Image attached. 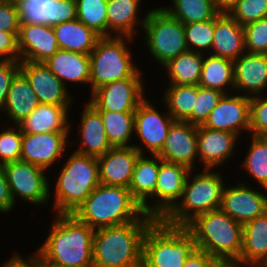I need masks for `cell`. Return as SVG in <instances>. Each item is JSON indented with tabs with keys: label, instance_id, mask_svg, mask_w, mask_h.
Here are the masks:
<instances>
[{
	"label": "cell",
	"instance_id": "51",
	"mask_svg": "<svg viewBox=\"0 0 267 267\" xmlns=\"http://www.w3.org/2000/svg\"><path fill=\"white\" fill-rule=\"evenodd\" d=\"M215 260L216 258L210 256L207 252L196 248L186 259L183 267H213Z\"/></svg>",
	"mask_w": 267,
	"mask_h": 267
},
{
	"label": "cell",
	"instance_id": "48",
	"mask_svg": "<svg viewBox=\"0 0 267 267\" xmlns=\"http://www.w3.org/2000/svg\"><path fill=\"white\" fill-rule=\"evenodd\" d=\"M18 34L0 31V61H20Z\"/></svg>",
	"mask_w": 267,
	"mask_h": 267
},
{
	"label": "cell",
	"instance_id": "40",
	"mask_svg": "<svg viewBox=\"0 0 267 267\" xmlns=\"http://www.w3.org/2000/svg\"><path fill=\"white\" fill-rule=\"evenodd\" d=\"M185 41L189 51L209 54L214 38V18L184 24Z\"/></svg>",
	"mask_w": 267,
	"mask_h": 267
},
{
	"label": "cell",
	"instance_id": "4",
	"mask_svg": "<svg viewBox=\"0 0 267 267\" xmlns=\"http://www.w3.org/2000/svg\"><path fill=\"white\" fill-rule=\"evenodd\" d=\"M73 214L96 230L137 221L145 213L129 188L100 183Z\"/></svg>",
	"mask_w": 267,
	"mask_h": 267
},
{
	"label": "cell",
	"instance_id": "20",
	"mask_svg": "<svg viewBox=\"0 0 267 267\" xmlns=\"http://www.w3.org/2000/svg\"><path fill=\"white\" fill-rule=\"evenodd\" d=\"M190 169L159 157V171L154 190V218L162 219L180 200Z\"/></svg>",
	"mask_w": 267,
	"mask_h": 267
},
{
	"label": "cell",
	"instance_id": "18",
	"mask_svg": "<svg viewBox=\"0 0 267 267\" xmlns=\"http://www.w3.org/2000/svg\"><path fill=\"white\" fill-rule=\"evenodd\" d=\"M157 155L164 161L196 170L199 166L197 125L187 121H174L164 146Z\"/></svg>",
	"mask_w": 267,
	"mask_h": 267
},
{
	"label": "cell",
	"instance_id": "53",
	"mask_svg": "<svg viewBox=\"0 0 267 267\" xmlns=\"http://www.w3.org/2000/svg\"><path fill=\"white\" fill-rule=\"evenodd\" d=\"M213 267H251L239 259H216Z\"/></svg>",
	"mask_w": 267,
	"mask_h": 267
},
{
	"label": "cell",
	"instance_id": "5",
	"mask_svg": "<svg viewBox=\"0 0 267 267\" xmlns=\"http://www.w3.org/2000/svg\"><path fill=\"white\" fill-rule=\"evenodd\" d=\"M222 169L191 170L180 200L161 219L171 226L185 227L197 215L220 209L222 192L229 178ZM226 177V178H225Z\"/></svg>",
	"mask_w": 267,
	"mask_h": 267
},
{
	"label": "cell",
	"instance_id": "13",
	"mask_svg": "<svg viewBox=\"0 0 267 267\" xmlns=\"http://www.w3.org/2000/svg\"><path fill=\"white\" fill-rule=\"evenodd\" d=\"M144 77H129L105 84L86 99L97 111L135 112L148 96ZM146 87V88H145ZM146 91V92H145Z\"/></svg>",
	"mask_w": 267,
	"mask_h": 267
},
{
	"label": "cell",
	"instance_id": "24",
	"mask_svg": "<svg viewBox=\"0 0 267 267\" xmlns=\"http://www.w3.org/2000/svg\"><path fill=\"white\" fill-rule=\"evenodd\" d=\"M139 155V151L130 146L112 147L98 157L100 183L129 188Z\"/></svg>",
	"mask_w": 267,
	"mask_h": 267
},
{
	"label": "cell",
	"instance_id": "36",
	"mask_svg": "<svg viewBox=\"0 0 267 267\" xmlns=\"http://www.w3.org/2000/svg\"><path fill=\"white\" fill-rule=\"evenodd\" d=\"M98 112L112 147L133 146L135 112Z\"/></svg>",
	"mask_w": 267,
	"mask_h": 267
},
{
	"label": "cell",
	"instance_id": "23",
	"mask_svg": "<svg viewBox=\"0 0 267 267\" xmlns=\"http://www.w3.org/2000/svg\"><path fill=\"white\" fill-rule=\"evenodd\" d=\"M234 63V92L254 97L267 94V54L245 52Z\"/></svg>",
	"mask_w": 267,
	"mask_h": 267
},
{
	"label": "cell",
	"instance_id": "8",
	"mask_svg": "<svg viewBox=\"0 0 267 267\" xmlns=\"http://www.w3.org/2000/svg\"><path fill=\"white\" fill-rule=\"evenodd\" d=\"M196 248L194 236L186 227L156 219L144 235L140 266L183 267Z\"/></svg>",
	"mask_w": 267,
	"mask_h": 267
},
{
	"label": "cell",
	"instance_id": "31",
	"mask_svg": "<svg viewBox=\"0 0 267 267\" xmlns=\"http://www.w3.org/2000/svg\"><path fill=\"white\" fill-rule=\"evenodd\" d=\"M239 260L251 267H267V211L243 224Z\"/></svg>",
	"mask_w": 267,
	"mask_h": 267
},
{
	"label": "cell",
	"instance_id": "6",
	"mask_svg": "<svg viewBox=\"0 0 267 267\" xmlns=\"http://www.w3.org/2000/svg\"><path fill=\"white\" fill-rule=\"evenodd\" d=\"M131 37H101L90 58V91L88 95L99 87L129 77H144L143 67L135 61L134 49L136 44ZM130 46V47H129ZM134 56V57H133Z\"/></svg>",
	"mask_w": 267,
	"mask_h": 267
},
{
	"label": "cell",
	"instance_id": "15",
	"mask_svg": "<svg viewBox=\"0 0 267 267\" xmlns=\"http://www.w3.org/2000/svg\"><path fill=\"white\" fill-rule=\"evenodd\" d=\"M82 104L81 114L78 115L80 118L77 119L79 123H76V120L73 122V118L70 119V134L72 133V136L70 135V147L78 153L98 158L109 151L112 146L107 139L100 113L88 101L85 100V103L83 101ZM73 123L79 124L76 125V127L78 126L77 133L73 131L76 130ZM73 132L74 135L77 134V137L73 135ZM72 137H75L76 141ZM73 142L76 144V148Z\"/></svg>",
	"mask_w": 267,
	"mask_h": 267
},
{
	"label": "cell",
	"instance_id": "33",
	"mask_svg": "<svg viewBox=\"0 0 267 267\" xmlns=\"http://www.w3.org/2000/svg\"><path fill=\"white\" fill-rule=\"evenodd\" d=\"M204 54L186 51L164 65L161 70L167 77L165 85H195L200 81Z\"/></svg>",
	"mask_w": 267,
	"mask_h": 267
},
{
	"label": "cell",
	"instance_id": "39",
	"mask_svg": "<svg viewBox=\"0 0 267 267\" xmlns=\"http://www.w3.org/2000/svg\"><path fill=\"white\" fill-rule=\"evenodd\" d=\"M77 19L101 37H108L107 0H76Z\"/></svg>",
	"mask_w": 267,
	"mask_h": 267
},
{
	"label": "cell",
	"instance_id": "38",
	"mask_svg": "<svg viewBox=\"0 0 267 267\" xmlns=\"http://www.w3.org/2000/svg\"><path fill=\"white\" fill-rule=\"evenodd\" d=\"M168 6L162 7L169 15L183 24L202 22L213 19L216 11L213 0H169Z\"/></svg>",
	"mask_w": 267,
	"mask_h": 267
},
{
	"label": "cell",
	"instance_id": "11",
	"mask_svg": "<svg viewBox=\"0 0 267 267\" xmlns=\"http://www.w3.org/2000/svg\"><path fill=\"white\" fill-rule=\"evenodd\" d=\"M154 99L153 96H147L135 110L134 139L139 142H134L133 147L140 154L157 155L164 146L171 124L175 121L164 103L160 100L164 107L159 108L161 106H156Z\"/></svg>",
	"mask_w": 267,
	"mask_h": 267
},
{
	"label": "cell",
	"instance_id": "1",
	"mask_svg": "<svg viewBox=\"0 0 267 267\" xmlns=\"http://www.w3.org/2000/svg\"><path fill=\"white\" fill-rule=\"evenodd\" d=\"M47 237L35 248L42 267H87L93 264L94 229L74 214H54ZM51 225V226H50ZM50 226V227H49Z\"/></svg>",
	"mask_w": 267,
	"mask_h": 267
},
{
	"label": "cell",
	"instance_id": "49",
	"mask_svg": "<svg viewBox=\"0 0 267 267\" xmlns=\"http://www.w3.org/2000/svg\"><path fill=\"white\" fill-rule=\"evenodd\" d=\"M11 254L9 259H5L0 265V267H42L41 262L37 256V253L34 251L29 255L15 252ZM23 254V255H22ZM25 255V256H24Z\"/></svg>",
	"mask_w": 267,
	"mask_h": 267
},
{
	"label": "cell",
	"instance_id": "25",
	"mask_svg": "<svg viewBox=\"0 0 267 267\" xmlns=\"http://www.w3.org/2000/svg\"><path fill=\"white\" fill-rule=\"evenodd\" d=\"M142 1L144 0H107L108 37L139 38L137 33L142 34L149 12L142 10L141 4H145ZM140 10L143 11V16ZM138 29L140 31H136Z\"/></svg>",
	"mask_w": 267,
	"mask_h": 267
},
{
	"label": "cell",
	"instance_id": "27",
	"mask_svg": "<svg viewBox=\"0 0 267 267\" xmlns=\"http://www.w3.org/2000/svg\"><path fill=\"white\" fill-rule=\"evenodd\" d=\"M44 64L68 89L71 85L83 88L88 85L90 89L89 55L58 49Z\"/></svg>",
	"mask_w": 267,
	"mask_h": 267
},
{
	"label": "cell",
	"instance_id": "37",
	"mask_svg": "<svg viewBox=\"0 0 267 267\" xmlns=\"http://www.w3.org/2000/svg\"><path fill=\"white\" fill-rule=\"evenodd\" d=\"M161 93V101L175 121H186L195 109L197 86L166 85Z\"/></svg>",
	"mask_w": 267,
	"mask_h": 267
},
{
	"label": "cell",
	"instance_id": "19",
	"mask_svg": "<svg viewBox=\"0 0 267 267\" xmlns=\"http://www.w3.org/2000/svg\"><path fill=\"white\" fill-rule=\"evenodd\" d=\"M20 71L26 76L40 103L73 106L78 101L75 100L77 96L69 91L71 89H68L44 63L20 62Z\"/></svg>",
	"mask_w": 267,
	"mask_h": 267
},
{
	"label": "cell",
	"instance_id": "26",
	"mask_svg": "<svg viewBox=\"0 0 267 267\" xmlns=\"http://www.w3.org/2000/svg\"><path fill=\"white\" fill-rule=\"evenodd\" d=\"M245 52L244 27L230 14L218 13L214 17V38L209 54L234 61Z\"/></svg>",
	"mask_w": 267,
	"mask_h": 267
},
{
	"label": "cell",
	"instance_id": "42",
	"mask_svg": "<svg viewBox=\"0 0 267 267\" xmlns=\"http://www.w3.org/2000/svg\"><path fill=\"white\" fill-rule=\"evenodd\" d=\"M223 95L224 93L218 90L203 88L197 85L195 109H193L192 115L186 121L194 125H202Z\"/></svg>",
	"mask_w": 267,
	"mask_h": 267
},
{
	"label": "cell",
	"instance_id": "30",
	"mask_svg": "<svg viewBox=\"0 0 267 267\" xmlns=\"http://www.w3.org/2000/svg\"><path fill=\"white\" fill-rule=\"evenodd\" d=\"M72 106L40 103L19 125L22 133L70 132Z\"/></svg>",
	"mask_w": 267,
	"mask_h": 267
},
{
	"label": "cell",
	"instance_id": "7",
	"mask_svg": "<svg viewBox=\"0 0 267 267\" xmlns=\"http://www.w3.org/2000/svg\"><path fill=\"white\" fill-rule=\"evenodd\" d=\"M185 227L194 236L197 249L216 259H240L243 224L221 209L197 215Z\"/></svg>",
	"mask_w": 267,
	"mask_h": 267
},
{
	"label": "cell",
	"instance_id": "17",
	"mask_svg": "<svg viewBox=\"0 0 267 267\" xmlns=\"http://www.w3.org/2000/svg\"><path fill=\"white\" fill-rule=\"evenodd\" d=\"M250 103L251 97L235 92L224 94L202 126L235 133L242 139L250 134Z\"/></svg>",
	"mask_w": 267,
	"mask_h": 267
},
{
	"label": "cell",
	"instance_id": "45",
	"mask_svg": "<svg viewBox=\"0 0 267 267\" xmlns=\"http://www.w3.org/2000/svg\"><path fill=\"white\" fill-rule=\"evenodd\" d=\"M250 135L267 137V94L251 97Z\"/></svg>",
	"mask_w": 267,
	"mask_h": 267
},
{
	"label": "cell",
	"instance_id": "56",
	"mask_svg": "<svg viewBox=\"0 0 267 267\" xmlns=\"http://www.w3.org/2000/svg\"><path fill=\"white\" fill-rule=\"evenodd\" d=\"M140 267H158V266H140Z\"/></svg>",
	"mask_w": 267,
	"mask_h": 267
},
{
	"label": "cell",
	"instance_id": "22",
	"mask_svg": "<svg viewBox=\"0 0 267 267\" xmlns=\"http://www.w3.org/2000/svg\"><path fill=\"white\" fill-rule=\"evenodd\" d=\"M20 62L44 63L59 49L53 27L42 24H19Z\"/></svg>",
	"mask_w": 267,
	"mask_h": 267
},
{
	"label": "cell",
	"instance_id": "35",
	"mask_svg": "<svg viewBox=\"0 0 267 267\" xmlns=\"http://www.w3.org/2000/svg\"><path fill=\"white\" fill-rule=\"evenodd\" d=\"M250 141L245 143L247 149L244 151L242 162H240V170H244L248 176V181L251 178L252 185L267 189V137H258L253 135L247 136ZM246 155V156H245ZM253 178V179H252ZM254 180V181H253Z\"/></svg>",
	"mask_w": 267,
	"mask_h": 267
},
{
	"label": "cell",
	"instance_id": "21",
	"mask_svg": "<svg viewBox=\"0 0 267 267\" xmlns=\"http://www.w3.org/2000/svg\"><path fill=\"white\" fill-rule=\"evenodd\" d=\"M19 24L54 27L77 19L76 0H25L17 5Z\"/></svg>",
	"mask_w": 267,
	"mask_h": 267
},
{
	"label": "cell",
	"instance_id": "32",
	"mask_svg": "<svg viewBox=\"0 0 267 267\" xmlns=\"http://www.w3.org/2000/svg\"><path fill=\"white\" fill-rule=\"evenodd\" d=\"M59 49L89 55L101 38L93 29L78 19L53 27Z\"/></svg>",
	"mask_w": 267,
	"mask_h": 267
},
{
	"label": "cell",
	"instance_id": "9",
	"mask_svg": "<svg viewBox=\"0 0 267 267\" xmlns=\"http://www.w3.org/2000/svg\"><path fill=\"white\" fill-rule=\"evenodd\" d=\"M149 9L141 38L150 61L154 60L160 69L170 60L188 51L184 24L169 15L162 7ZM150 53V54H149Z\"/></svg>",
	"mask_w": 267,
	"mask_h": 267
},
{
	"label": "cell",
	"instance_id": "55",
	"mask_svg": "<svg viewBox=\"0 0 267 267\" xmlns=\"http://www.w3.org/2000/svg\"><path fill=\"white\" fill-rule=\"evenodd\" d=\"M87 267H100V266H97V265H95V264H91V265H89V266H87Z\"/></svg>",
	"mask_w": 267,
	"mask_h": 267
},
{
	"label": "cell",
	"instance_id": "3",
	"mask_svg": "<svg viewBox=\"0 0 267 267\" xmlns=\"http://www.w3.org/2000/svg\"><path fill=\"white\" fill-rule=\"evenodd\" d=\"M155 220L144 214L137 221L96 229L93 264L100 267H140L144 235Z\"/></svg>",
	"mask_w": 267,
	"mask_h": 267
},
{
	"label": "cell",
	"instance_id": "47",
	"mask_svg": "<svg viewBox=\"0 0 267 267\" xmlns=\"http://www.w3.org/2000/svg\"><path fill=\"white\" fill-rule=\"evenodd\" d=\"M19 15L17 6L0 0V31L19 32Z\"/></svg>",
	"mask_w": 267,
	"mask_h": 267
},
{
	"label": "cell",
	"instance_id": "28",
	"mask_svg": "<svg viewBox=\"0 0 267 267\" xmlns=\"http://www.w3.org/2000/svg\"><path fill=\"white\" fill-rule=\"evenodd\" d=\"M158 171V155L140 154L129 185L132 196L141 204L144 213L152 217H154V190Z\"/></svg>",
	"mask_w": 267,
	"mask_h": 267
},
{
	"label": "cell",
	"instance_id": "41",
	"mask_svg": "<svg viewBox=\"0 0 267 267\" xmlns=\"http://www.w3.org/2000/svg\"><path fill=\"white\" fill-rule=\"evenodd\" d=\"M22 131L19 125L6 124L0 128V166L21 157Z\"/></svg>",
	"mask_w": 267,
	"mask_h": 267
},
{
	"label": "cell",
	"instance_id": "46",
	"mask_svg": "<svg viewBox=\"0 0 267 267\" xmlns=\"http://www.w3.org/2000/svg\"><path fill=\"white\" fill-rule=\"evenodd\" d=\"M20 71V61H0V113L15 75Z\"/></svg>",
	"mask_w": 267,
	"mask_h": 267
},
{
	"label": "cell",
	"instance_id": "44",
	"mask_svg": "<svg viewBox=\"0 0 267 267\" xmlns=\"http://www.w3.org/2000/svg\"><path fill=\"white\" fill-rule=\"evenodd\" d=\"M241 26L267 17V0H239L229 13Z\"/></svg>",
	"mask_w": 267,
	"mask_h": 267
},
{
	"label": "cell",
	"instance_id": "29",
	"mask_svg": "<svg viewBox=\"0 0 267 267\" xmlns=\"http://www.w3.org/2000/svg\"><path fill=\"white\" fill-rule=\"evenodd\" d=\"M39 104L38 97L30 86L26 76L19 71L13 78L7 94L5 106L0 116L2 118L6 117V120H3L4 124L18 125L30 115Z\"/></svg>",
	"mask_w": 267,
	"mask_h": 267
},
{
	"label": "cell",
	"instance_id": "12",
	"mask_svg": "<svg viewBox=\"0 0 267 267\" xmlns=\"http://www.w3.org/2000/svg\"><path fill=\"white\" fill-rule=\"evenodd\" d=\"M239 179L233 182L235 184L228 181L225 184L220 209L235 221L244 224L267 211V189L254 185L252 187L251 181L248 182L245 176Z\"/></svg>",
	"mask_w": 267,
	"mask_h": 267
},
{
	"label": "cell",
	"instance_id": "52",
	"mask_svg": "<svg viewBox=\"0 0 267 267\" xmlns=\"http://www.w3.org/2000/svg\"><path fill=\"white\" fill-rule=\"evenodd\" d=\"M239 0H213L214 7L218 13L229 14L237 5Z\"/></svg>",
	"mask_w": 267,
	"mask_h": 267
},
{
	"label": "cell",
	"instance_id": "14",
	"mask_svg": "<svg viewBox=\"0 0 267 267\" xmlns=\"http://www.w3.org/2000/svg\"><path fill=\"white\" fill-rule=\"evenodd\" d=\"M69 147L70 132L22 133L20 160L35 164L51 174Z\"/></svg>",
	"mask_w": 267,
	"mask_h": 267
},
{
	"label": "cell",
	"instance_id": "34",
	"mask_svg": "<svg viewBox=\"0 0 267 267\" xmlns=\"http://www.w3.org/2000/svg\"><path fill=\"white\" fill-rule=\"evenodd\" d=\"M198 86L229 94L234 92V63L232 60L204 54Z\"/></svg>",
	"mask_w": 267,
	"mask_h": 267
},
{
	"label": "cell",
	"instance_id": "50",
	"mask_svg": "<svg viewBox=\"0 0 267 267\" xmlns=\"http://www.w3.org/2000/svg\"><path fill=\"white\" fill-rule=\"evenodd\" d=\"M15 207L5 172L0 166V214H11L16 210Z\"/></svg>",
	"mask_w": 267,
	"mask_h": 267
},
{
	"label": "cell",
	"instance_id": "10",
	"mask_svg": "<svg viewBox=\"0 0 267 267\" xmlns=\"http://www.w3.org/2000/svg\"><path fill=\"white\" fill-rule=\"evenodd\" d=\"M2 168L15 206L22 202L31 205L32 209L33 206L50 207V172L21 160L6 163Z\"/></svg>",
	"mask_w": 267,
	"mask_h": 267
},
{
	"label": "cell",
	"instance_id": "2",
	"mask_svg": "<svg viewBox=\"0 0 267 267\" xmlns=\"http://www.w3.org/2000/svg\"><path fill=\"white\" fill-rule=\"evenodd\" d=\"M71 150H67L68 154L65 153L62 163L56 167L57 176L49 178L50 205H53L49 211L54 214H73L100 184L97 158Z\"/></svg>",
	"mask_w": 267,
	"mask_h": 267
},
{
	"label": "cell",
	"instance_id": "16",
	"mask_svg": "<svg viewBox=\"0 0 267 267\" xmlns=\"http://www.w3.org/2000/svg\"><path fill=\"white\" fill-rule=\"evenodd\" d=\"M240 140L235 133L197 125L199 169L221 168L224 170L223 167H227L226 164H229L230 159L231 161L233 157L236 159L235 153L238 154Z\"/></svg>",
	"mask_w": 267,
	"mask_h": 267
},
{
	"label": "cell",
	"instance_id": "43",
	"mask_svg": "<svg viewBox=\"0 0 267 267\" xmlns=\"http://www.w3.org/2000/svg\"><path fill=\"white\" fill-rule=\"evenodd\" d=\"M243 27L246 52L267 54V17L248 23Z\"/></svg>",
	"mask_w": 267,
	"mask_h": 267
},
{
	"label": "cell",
	"instance_id": "54",
	"mask_svg": "<svg viewBox=\"0 0 267 267\" xmlns=\"http://www.w3.org/2000/svg\"><path fill=\"white\" fill-rule=\"evenodd\" d=\"M5 1L11 2L12 4L17 6L19 3H21V2H23L25 0H5Z\"/></svg>",
	"mask_w": 267,
	"mask_h": 267
}]
</instances>
